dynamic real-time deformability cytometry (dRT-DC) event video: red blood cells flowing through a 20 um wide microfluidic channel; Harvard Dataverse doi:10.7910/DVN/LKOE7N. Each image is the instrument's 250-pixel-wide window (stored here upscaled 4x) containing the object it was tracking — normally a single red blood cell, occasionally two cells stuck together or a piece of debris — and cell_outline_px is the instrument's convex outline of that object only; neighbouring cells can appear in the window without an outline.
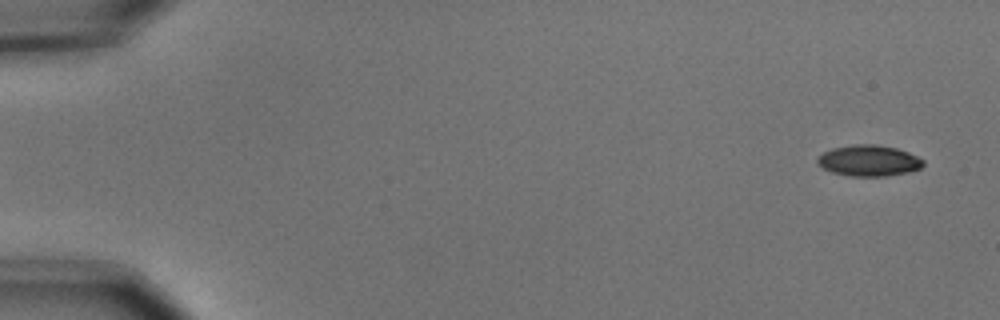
{"species": "common noctule bat (a hibernating species)", "species_latin": "Nyctalus noctula", "temperature_condition": "cold", "stored_images_in_passage": 6, "segment_of_instrument_passage": [2, 2], "camera_frame_rate_fps": 3000, "um_per_image_px": 0.085, "animal": {"sex": "male", "body_mass_g": 15.6}, "frame": {"image": 1, "passage_image": 6, "time_ms": 1.667, "image_size_px": [1000, 320], "cell_outline_px": [[924, 164], [920, 168], [908, 172], [888, 176], [852, 176], [832, 172], [824, 168], [816, 160], [824, 152], [832, 148], [856, 144], [872, 144], [896, 148], [908, 152], [924, 160]], "centroid_in_image_um": [73.87, 13.65], "position_along_channel_um": 11.1, "area_um2": 18.9}}